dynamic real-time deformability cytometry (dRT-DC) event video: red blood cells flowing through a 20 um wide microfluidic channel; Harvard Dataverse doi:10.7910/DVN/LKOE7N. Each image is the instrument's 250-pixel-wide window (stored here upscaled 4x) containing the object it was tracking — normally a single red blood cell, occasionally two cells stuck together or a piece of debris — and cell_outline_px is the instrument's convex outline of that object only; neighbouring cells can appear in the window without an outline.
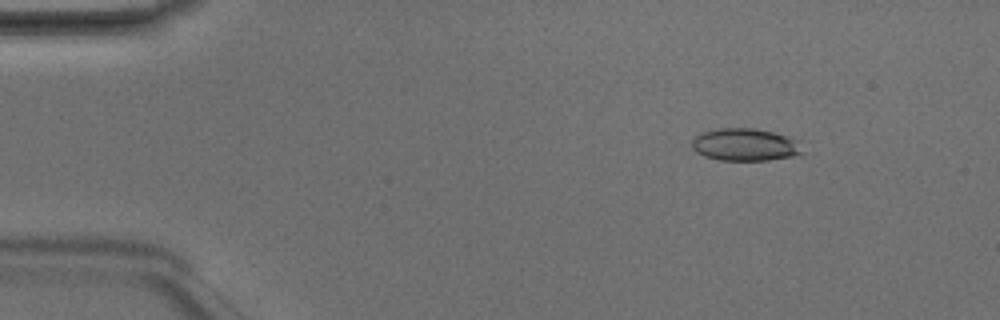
{"species": "Egyptian fruit bat (a non-hibernating species)", "species_latin": "Rousettus aegyptiacus", "temperature_condition": "room temperature", "stored_images_in_passage": 4, "camera_frame_rate_fps": 3000, "um_per_image_px": 0.085, "animal": {"sex": "male"}, "frame": {"image": 1, "passage_image": 2, "time_ms": 0.333, "image_size_px": [1000, 320], "cell_outline_px": [[804, 152], [792, 156], [768, 160], [720, 160], [704, 156], [696, 152], [692, 148], [692, 140], [700, 132], [716, 128], [756, 128], [772, 132], [796, 140]], "centroid_in_image_um": [63.27, 12.29], "position_along_channel_um": 21.7, "area_um2": 20.81}}